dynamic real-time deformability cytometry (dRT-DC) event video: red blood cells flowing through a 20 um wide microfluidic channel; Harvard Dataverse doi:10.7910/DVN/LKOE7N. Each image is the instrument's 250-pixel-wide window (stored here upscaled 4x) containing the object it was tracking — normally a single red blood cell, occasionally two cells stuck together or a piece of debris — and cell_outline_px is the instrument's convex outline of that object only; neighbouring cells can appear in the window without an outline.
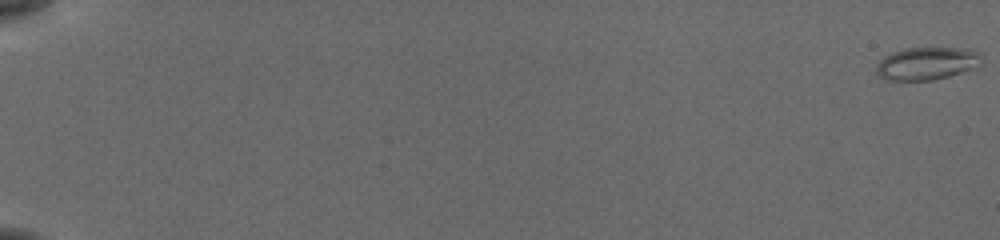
{"species": "common noctule bat (a hibernating species)", "species_latin": "Nyctalus noctula", "temperature_condition": "cold", "stored_images_in_passage": 57, "camera_frame_rate_fps": 3000, "um_per_image_px": 0.085, "animal": {"sex": "female", "body_mass_g": 19.5, "forearm_length_mm": 54.1}, "frame": {"image": 1, "passage_image": 1, "time_ms": 0.0, "image_size_px": [1000, 240], "cell_outline_px": [[984, 60], [976, 68], [948, 76], [932, 80], [884, 80], [876, 72], [876, 64], [884, 56], [892, 52], [904, 48], [972, 48], [980, 52], [984, 56]], "centroid_in_image_um": [78.83, 5.38], "position_along_channel_um": 6.2, "area_um2": 20.46}}
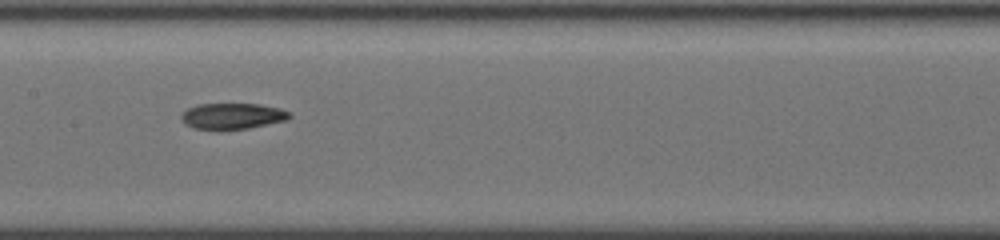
{"frame": {"image": 2, "passage_image": 32, "time_ms": 10.333, "image_size_px": [1000, 240], "cell_outline_px": [[292, 116], [288, 120], [248, 128], [192, 128], [184, 124], [180, 116], [188, 108], [196, 104], [260, 104], [280, 108], [288, 112]], "centroid_in_image_um": [19.77, 9.84], "position_along_channel_um": 187.6, "area_um2": 16.13}}
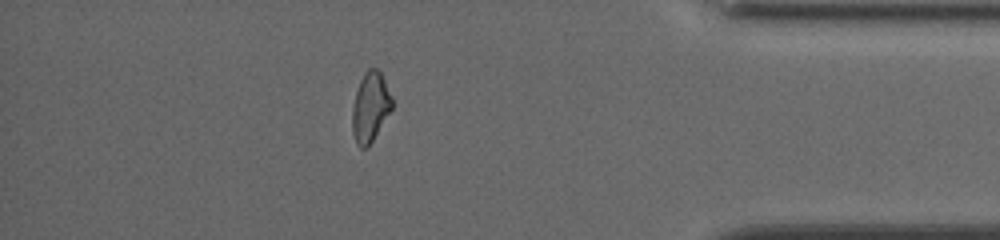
{"frame": {"image": 3, "passage_image": 51, "time_ms": 16.667, "image_size_px": [1000, 240], "cell_outline_px": [[392, 108], [372, 140], [364, 148], [360, 148], [356, 144], [352, 132], [352, 108], [356, 92], [360, 80], [364, 72], [368, 68], [376, 68], [380, 72], [392, 96]], "centroid_in_image_um": [31.46, 9.08], "position_along_channel_um": 403.7, "area_um2": 15.9}, "authors_computed_cell_mechanics": {"area_um2": 16.8776, "velocity_mm_per_s": 3.8357, "shape_relaxation_time_tau1_ms": null, "shape_relaxation_time_tau2_ms": 3.6235, "deformation_change_tau1": null, "deformation_change_tau2": 0.1078}}